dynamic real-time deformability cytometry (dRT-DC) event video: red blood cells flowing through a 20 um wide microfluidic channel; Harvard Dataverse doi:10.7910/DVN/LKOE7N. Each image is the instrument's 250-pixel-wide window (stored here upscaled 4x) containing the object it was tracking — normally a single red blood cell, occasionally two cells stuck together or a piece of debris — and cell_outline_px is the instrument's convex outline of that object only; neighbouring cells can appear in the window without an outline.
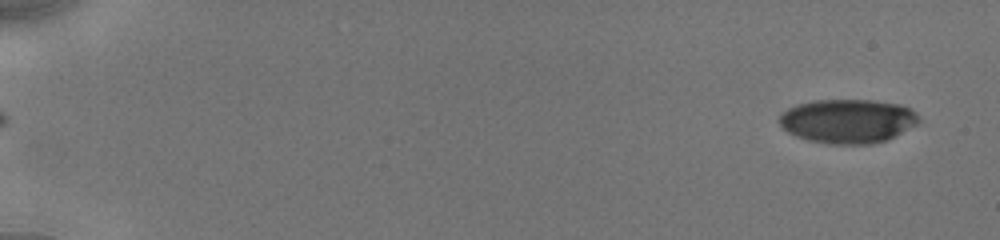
{"species": "human", "species_latin": "Homo sapiens", "temperature_condition": "cold", "stored_images_in_passage": 42, "camera_frame_rate_fps": 3000, "um_per_image_px": 0.085, "donor": {"sex": "male"}, "frame": {"image": 1, "passage_image": 1, "time_ms": 0.0, "image_size_px": [1000, 240], "cell_outline_px": [[920, 120], [916, 124], [884, 140], [872, 144], [828, 144], [808, 140], [796, 136], [788, 132], [780, 124], [780, 116], [788, 108], [800, 104], [816, 100], [872, 100], [900, 104], [916, 112]], "centroid_in_image_um": [72.05, 10.29], "position_along_channel_um": 13.0, "area_um2": 35.37}}
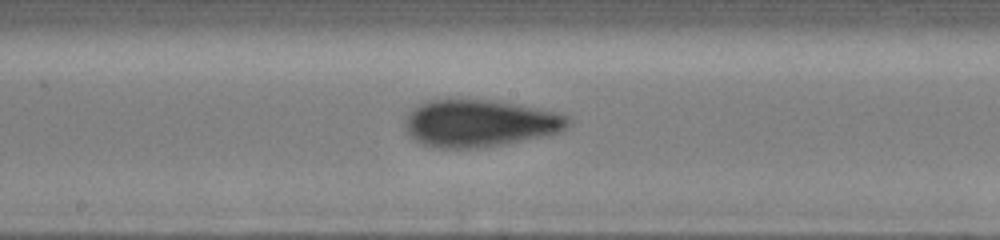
{"frame": {"image": 2, "passage_image": 25, "time_ms": 9.333, "image_size_px": [1000, 240], "cell_outline_px": [[572, 120], [564, 128], [556, 132], [540, 136], [500, 144], [476, 148], [432, 148], [416, 140], [408, 132], [408, 112], [420, 104], [428, 100], [492, 100], [552, 112], [568, 116]], "centroid_in_image_um": [40.73, 10.48], "position_along_channel_um": 207.5, "area_um2": 43.47}}
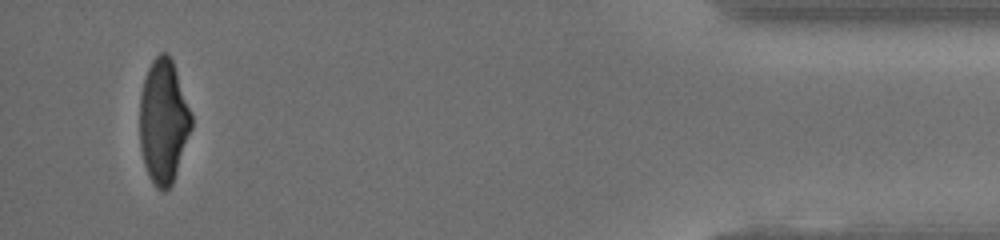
{"frame": {"image": 3, "passage_image": 42, "time_ms": 16.333, "image_size_px": [1000, 240], "cell_outline_px": [[192, 128], [172, 184], [164, 192], [156, 188], [144, 164], [140, 148], [140, 96], [144, 80], [148, 68], [152, 60], [160, 52], [168, 52], [172, 60], [192, 116]], "centroid_in_image_um": [13.88, 10.31], "position_along_channel_um": 421.3, "area_um2": 37.05}, "authors_computed_cell_mechanics": {"area_um2": 43.2344, "velocity_mm_per_s": 3.9302, "shape_relaxation_time_tau1_ms": 3.5932, "shape_relaxation_time_tau2_ms": 1.5594, "deformation_change_tau1": 0.1436, "deformation_change_tau2": 0.0772}}